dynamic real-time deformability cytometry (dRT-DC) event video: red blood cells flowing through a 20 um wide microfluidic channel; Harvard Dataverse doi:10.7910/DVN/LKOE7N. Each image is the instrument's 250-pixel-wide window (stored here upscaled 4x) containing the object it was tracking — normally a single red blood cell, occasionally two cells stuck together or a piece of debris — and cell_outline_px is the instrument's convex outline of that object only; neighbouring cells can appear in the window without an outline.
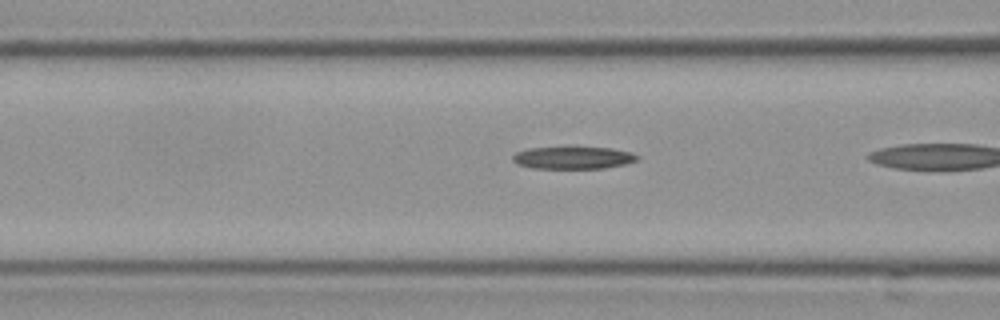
{"species": "Egyptian fruit bat (a non-hibernating species)", "species_latin": "Rousettus aegyptiacus", "temperature_condition": "cold", "stored_images_in_passage": 22, "segment_of_instrument_passage": [2, 2], "camera_frame_rate_fps": 3000, "um_per_image_px": 0.085, "frame": {"image": 1, "passage_image": 20, "time_ms": 6.333, "image_size_px": [1000, 320], "cell_outline_px": [[640, 156], [636, 160], [624, 164], [604, 168], [532, 168], [516, 164], [512, 160], [512, 156], [516, 152], [528, 148], [568, 144], [576, 144], [612, 148], [632, 152]], "centroid_in_image_um": [48.68, 13.34], "position_along_channel_um": 117.9, "area_um2": 17.34}}